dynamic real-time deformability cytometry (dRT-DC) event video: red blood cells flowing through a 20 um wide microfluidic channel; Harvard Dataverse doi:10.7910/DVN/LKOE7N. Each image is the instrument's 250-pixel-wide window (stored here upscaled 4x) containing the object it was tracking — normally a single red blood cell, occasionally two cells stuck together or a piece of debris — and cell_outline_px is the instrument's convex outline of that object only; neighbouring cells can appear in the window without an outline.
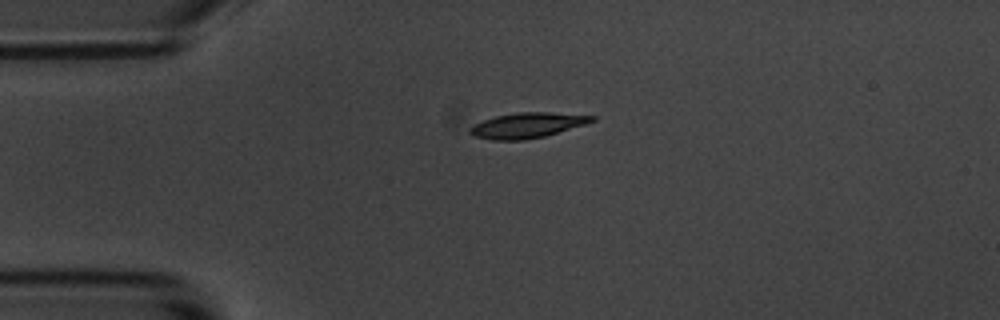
{"species": "common noctule bat (a hibernating species)", "species_latin": "Nyctalus noctula", "temperature_condition": "room temperature", "stored_images_in_passage": 2, "camera_frame_rate_fps": 3000, "um_per_image_px": 0.085, "animal": {"sex": "male", "body_mass_g": 20.1, "forearm_length_mm": 53.5}, "frame": {"image": 1, "passage_image": 1, "time_ms": 0.0, "image_size_px": [1000, 320], "cell_outline_px": [[596, 120], [588, 124], [544, 136], [524, 140], [492, 140], [472, 136], [468, 132], [468, 128], [472, 124], [496, 116], [520, 112], [548, 112], [596, 116]], "centroid_in_image_um": [44.8, 10.66], "position_along_channel_um": 40.2, "area_um2": 18.09}}